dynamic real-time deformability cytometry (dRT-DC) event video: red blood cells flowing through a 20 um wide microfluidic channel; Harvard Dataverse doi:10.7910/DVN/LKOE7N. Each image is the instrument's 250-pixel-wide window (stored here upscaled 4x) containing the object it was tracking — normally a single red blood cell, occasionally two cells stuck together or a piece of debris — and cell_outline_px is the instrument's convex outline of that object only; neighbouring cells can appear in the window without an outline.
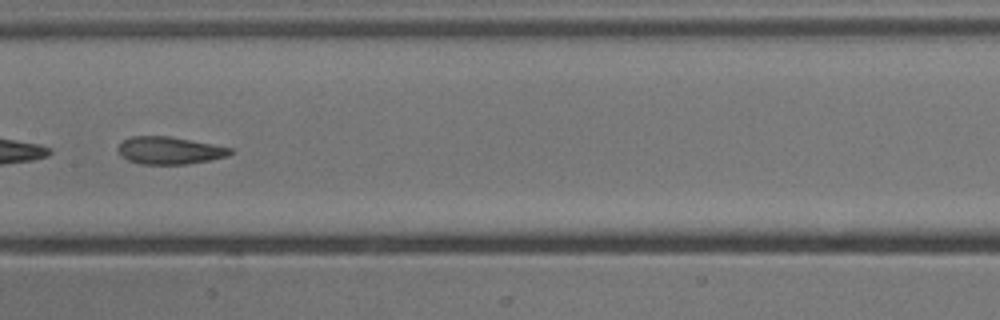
{"species": "common noctule bat (a hibernating species)", "species_latin": "Nyctalus noctula", "temperature_condition": "cold", "stored_images_in_passage": 37, "camera_frame_rate_fps": 3000, "um_per_image_px": 0.085, "animal": {"sex": "male", "body_mass_g": 13.3}, "frame": {"image": 1, "passage_image": 27, "time_ms": 8.667, "image_size_px": [1000, 320], "cell_outline_px": [[236, 152], [228, 156], [188, 164], [140, 164], [128, 160], [116, 148], [124, 140], [132, 136], [168, 136], [232, 148]], "centroid_in_image_um": [14.44, 12.79], "position_along_channel_um": 193.0, "area_um2": 17.74}}